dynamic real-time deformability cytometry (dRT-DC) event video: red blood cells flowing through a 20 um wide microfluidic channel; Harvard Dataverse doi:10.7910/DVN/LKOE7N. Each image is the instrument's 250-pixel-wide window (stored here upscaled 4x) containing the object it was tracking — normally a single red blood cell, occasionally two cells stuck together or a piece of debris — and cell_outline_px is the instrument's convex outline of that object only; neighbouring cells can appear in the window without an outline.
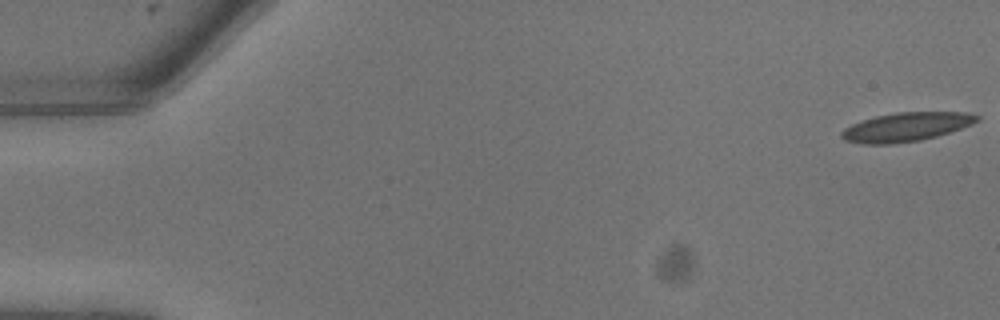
{"species": "common noctule bat (a hibernating species)", "species_latin": "Nyctalus noctula", "temperature_condition": "warm", "stored_images_in_passage": 12, "camera_frame_rate_fps": 3000, "um_per_image_px": 0.085, "animal": {"sex": "male", "body_mass_g": 13.3}, "frame": {"image": 1, "passage_image": 1, "time_ms": 0.0, "image_size_px": [1000, 320], "cell_outline_px": [[980, 120], [972, 124], [936, 136], [920, 140], [892, 144], [860, 144], [844, 140], [840, 136], [840, 132], [844, 128], [852, 124], [876, 116], [896, 112], [968, 112], [980, 116]], "centroid_in_image_um": [77.01, 10.79], "position_along_channel_um": 8.0, "area_um2": 22.77}}
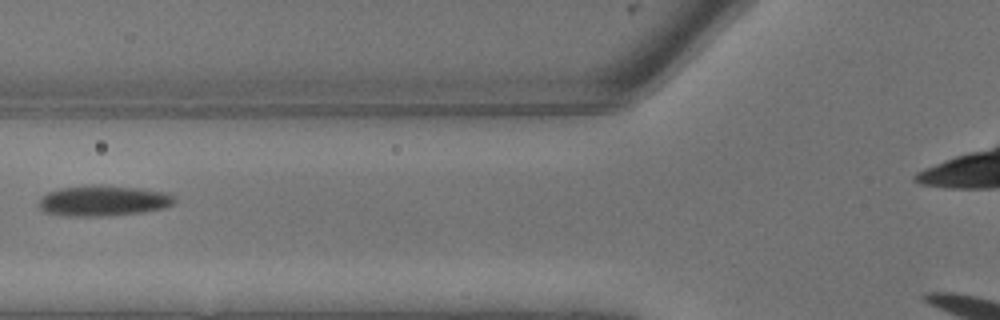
{"frame": {"image": 2, "passage_image": 10, "time_ms": 3.0, "image_size_px": [1000, 320], "cell_outline_px": [[176, 204], [164, 208], [140, 212], [108, 216], [64, 216], [44, 212], [36, 204], [40, 196], [48, 192], [60, 188], [136, 188], [164, 192], [176, 196]], "centroid_in_image_um": [8.76, 17.12], "position_along_channel_um": 117.0, "area_um2": 23.41}}